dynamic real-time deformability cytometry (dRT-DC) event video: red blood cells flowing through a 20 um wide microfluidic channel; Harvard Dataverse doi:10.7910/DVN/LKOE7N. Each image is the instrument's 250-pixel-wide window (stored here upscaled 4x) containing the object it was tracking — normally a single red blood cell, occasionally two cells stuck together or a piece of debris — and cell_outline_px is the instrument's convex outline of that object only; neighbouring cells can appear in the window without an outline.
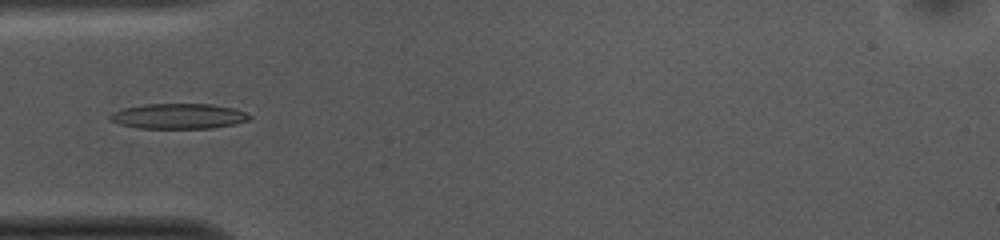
{"species": "common noctule bat (a hibernating species)", "species_latin": "Nyctalus noctula", "temperature_condition": "cold", "stored_images_in_passage": 52, "camera_frame_rate_fps": 3000, "um_per_image_px": 0.085, "animal": {"sex": "female", "body_mass_g": 10.0, "forearm_length_mm": 53.1}, "frame": {"image": 1, "passage_image": 15, "time_ms": 4.667, "image_size_px": [1000, 240], "cell_outline_px": [[252, 116], [248, 120], [232, 124], [212, 128], [140, 128], [120, 124], [112, 120], [108, 116], [112, 112], [124, 108], [144, 104], [212, 104], [232, 108], [244, 112]], "centroid_in_image_um": [15.16, 9.87], "position_along_channel_um": 69.8, "area_um2": 20.29}}
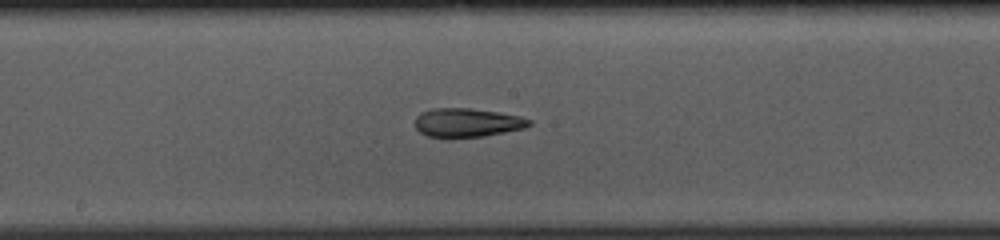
{"frame": {"image": 2, "passage_image": 26, "time_ms": 8.333, "image_size_px": [1000, 240], "cell_outline_px": [[532, 124], [524, 128], [484, 136], [428, 136], [420, 132], [416, 128], [416, 116], [420, 112], [432, 108], [468, 108], [496, 112], [520, 116], [532, 120]], "centroid_in_image_um": [39.72, 10.4], "position_along_channel_um": 208.5, "area_um2": 18.79}}
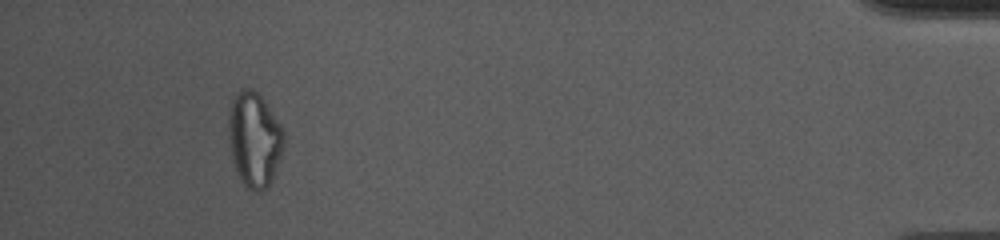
{"frame": {"image": 3, "passage_image": 48, "time_ms": 15.667, "image_size_px": [1000, 240], "cell_outline_px": [[284, 148], [272, 180], [268, 188], [260, 192], [256, 192], [248, 188], [240, 180], [232, 160], [228, 144], [228, 112], [232, 100], [236, 92], [240, 88], [252, 88], [264, 100], [280, 124], [284, 132]], "centroid_in_image_um": [21.6, 11.86], "position_along_channel_um": 413.6, "area_um2": 31.04}, "authors_computed_cell_mechanics": {"area_um2": 20.23, "velocity_mm_per_s": 3.7605, "shape_relaxation_time_tau1_ms": null, "shape_relaxation_time_tau2_ms": 3.5557, "deformation_change_tau1": null, "deformation_change_tau2": 0.1381}}